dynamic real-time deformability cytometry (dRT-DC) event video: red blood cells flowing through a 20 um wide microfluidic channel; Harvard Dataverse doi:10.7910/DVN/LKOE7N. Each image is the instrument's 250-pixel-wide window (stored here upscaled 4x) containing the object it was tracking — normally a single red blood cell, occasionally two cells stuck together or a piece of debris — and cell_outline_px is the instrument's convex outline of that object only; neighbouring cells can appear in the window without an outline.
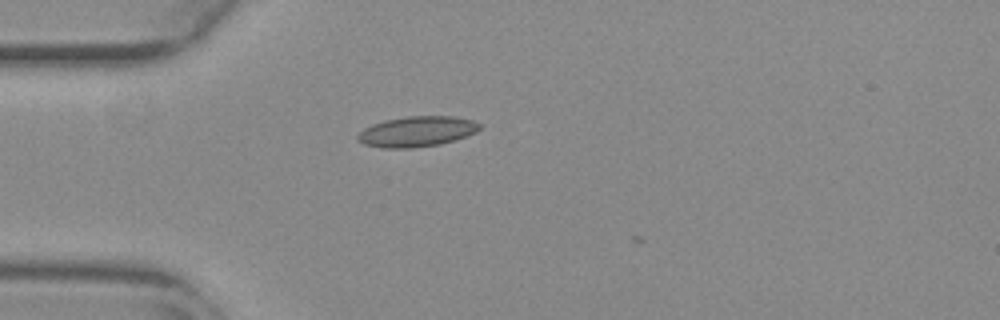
{"species": "common noctule bat (a hibernating species)", "species_latin": "Nyctalus noctula", "temperature_condition": "warm", "stored_images_in_passage": 3, "camera_frame_rate_fps": 3000, "um_per_image_px": 0.085, "animal": {"sex": "female", "body_mass_g": 29.2, "forearm_length_mm": 56.3}, "frame": {"image": 1, "passage_image": 2, "time_ms": 0.333, "image_size_px": [1000, 320], "cell_outline_px": [[480, 128], [476, 132], [440, 144], [412, 148], [380, 148], [364, 144], [356, 140], [356, 136], [364, 128], [372, 124], [384, 120], [408, 116], [452, 116], [472, 120], [480, 124]], "centroid_in_image_um": [35.38, 11.18], "position_along_channel_um": 49.6, "area_um2": 21.56}}